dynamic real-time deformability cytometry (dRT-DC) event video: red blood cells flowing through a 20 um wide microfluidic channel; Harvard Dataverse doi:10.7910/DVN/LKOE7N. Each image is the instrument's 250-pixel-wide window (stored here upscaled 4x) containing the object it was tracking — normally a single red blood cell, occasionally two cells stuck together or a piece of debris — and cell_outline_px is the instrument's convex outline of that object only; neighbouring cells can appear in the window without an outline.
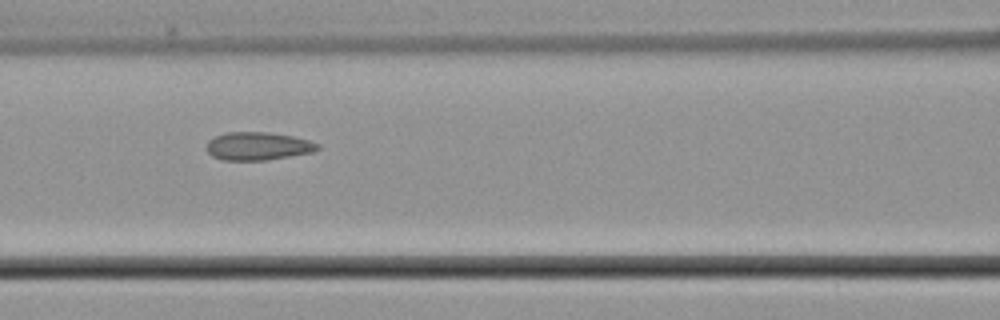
{"species": "common noctule bat (a hibernating species)", "species_latin": "Nyctalus noctula", "temperature_condition": "cold", "stored_images_in_passage": 9, "camera_frame_rate_fps": 3000, "um_per_image_px": 0.085, "animal": {"sex": "male", "body_mass_g": 21.5, "forearm_length_mm": 52.0}, "frame": {"image": 1, "passage_image": 6, "time_ms": 7.0, "image_size_px": [1000, 320], "cell_outline_px": [[320, 148], [312, 152], [268, 160], [224, 160], [212, 156], [208, 152], [208, 140], [224, 132], [268, 132], [292, 136], [308, 140], [320, 144]], "centroid_in_image_um": [21.93, 12.42], "position_along_channel_um": 144.7, "area_um2": 18.09}}
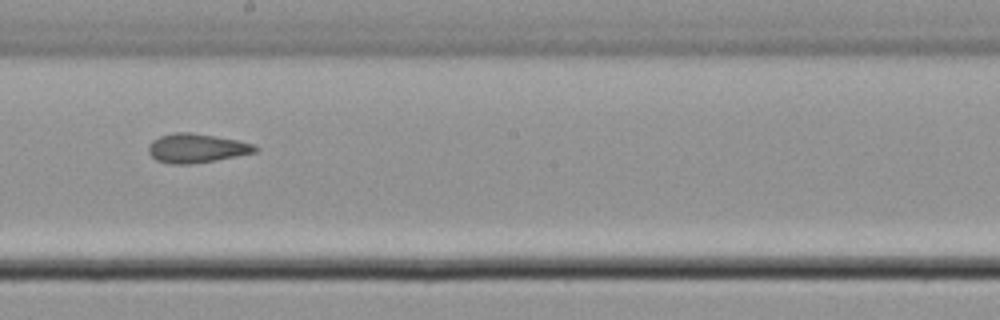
{"frame": {"image": 2, "passage_image": 8, "time_ms": 9.333, "image_size_px": [1000, 320], "cell_outline_px": [[260, 148], [256, 152], [216, 160], [188, 164], [172, 164], [156, 160], [148, 152], [148, 144], [152, 140], [160, 136], [172, 132], [188, 132], [236, 140], [252, 144]], "centroid_in_image_um": [16.66, 12.6], "position_along_channel_um": 231.5, "area_um2": 17.92}}
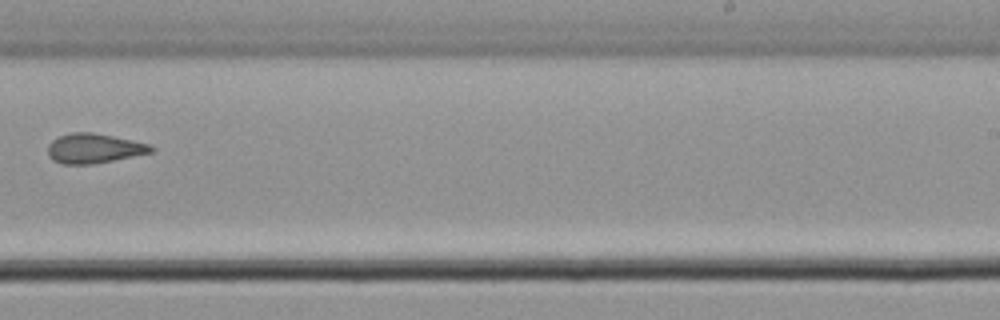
{"frame": {"image": 3, "passage_image": 9, "time_ms": 10.667, "image_size_px": [1000, 320], "cell_outline_px": [[156, 152], [92, 164], [64, 164], [52, 160], [48, 156], [48, 144], [52, 140], [60, 136], [72, 132], [92, 132], [132, 140], [148, 144], [156, 148]], "centroid_in_image_um": [8.0, 12.62], "position_along_channel_um": 281.0, "area_um2": 17.92}}